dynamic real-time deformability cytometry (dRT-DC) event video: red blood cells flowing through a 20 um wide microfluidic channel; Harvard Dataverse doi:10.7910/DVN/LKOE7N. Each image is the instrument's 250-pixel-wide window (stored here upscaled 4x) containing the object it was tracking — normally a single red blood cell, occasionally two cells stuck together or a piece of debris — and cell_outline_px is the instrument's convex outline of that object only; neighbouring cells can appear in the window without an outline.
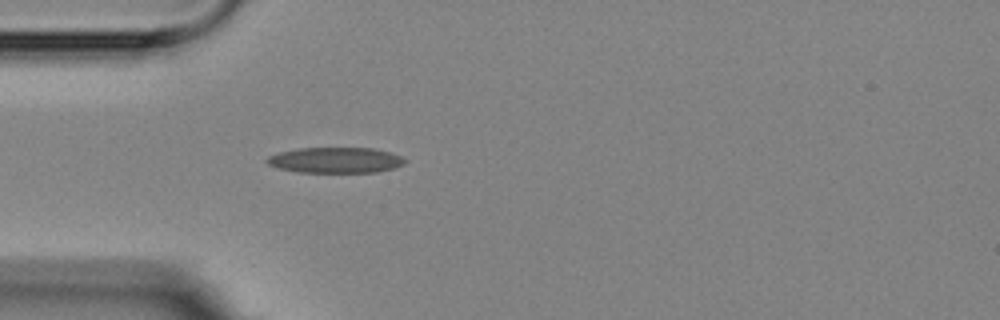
{"species": "Egyptian fruit bat (a non-hibernating species)", "species_latin": "Rousettus aegyptiacus", "temperature_condition": "room temperature", "stored_images_in_passage": 3, "camera_frame_rate_fps": 3000, "um_per_image_px": 0.085, "animal": {"sex": "female"}, "frame": {"image": 1, "passage_image": 3, "time_ms": 2.333, "image_size_px": [1000, 320], "cell_outline_px": [[408, 160], [404, 164], [392, 168], [376, 172], [300, 172], [280, 168], [268, 164], [264, 160], [268, 156], [280, 152], [300, 148], [372, 148], [388, 152], [400, 156]], "centroid_in_image_um": [28.51, 13.61], "position_along_channel_um": 56.5, "area_um2": 20.4}}